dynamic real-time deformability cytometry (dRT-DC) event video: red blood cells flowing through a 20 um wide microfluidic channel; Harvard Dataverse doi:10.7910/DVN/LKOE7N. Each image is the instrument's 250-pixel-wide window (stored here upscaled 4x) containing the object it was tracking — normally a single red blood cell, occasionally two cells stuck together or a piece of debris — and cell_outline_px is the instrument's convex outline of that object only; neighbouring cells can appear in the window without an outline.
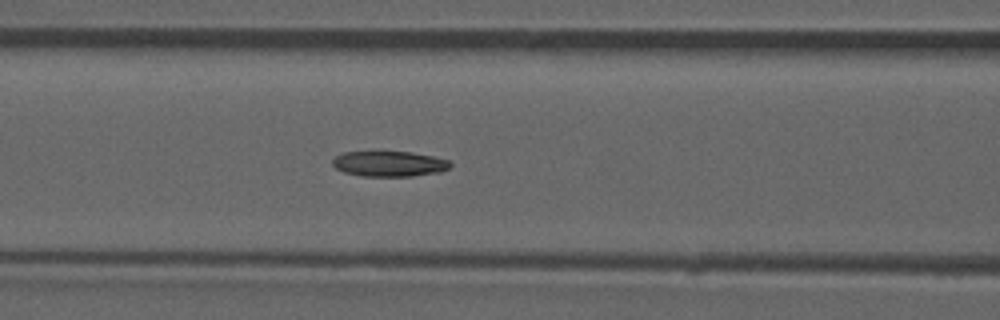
{"species": "common noctule bat (a hibernating species)", "species_latin": "Nyctalus noctula", "temperature_condition": "room temperature", "stored_images_in_passage": 48, "camera_frame_rate_fps": 3000, "um_per_image_px": 0.085, "animal": {"sex": "male", "forearm_length_mm": 52.5}, "frame": {"image": 1, "passage_image": 21, "time_ms": 6.667, "image_size_px": [1000, 320], "cell_outline_px": [[452, 164], [448, 168], [440, 172], [412, 176], [360, 176], [344, 172], [336, 168], [332, 164], [332, 160], [336, 156], [344, 152], [376, 148], [412, 152], [432, 156], [448, 160]], "centroid_in_image_um": [33.02, 13.87], "position_along_channel_um": 133.6, "area_um2": 18.32}}